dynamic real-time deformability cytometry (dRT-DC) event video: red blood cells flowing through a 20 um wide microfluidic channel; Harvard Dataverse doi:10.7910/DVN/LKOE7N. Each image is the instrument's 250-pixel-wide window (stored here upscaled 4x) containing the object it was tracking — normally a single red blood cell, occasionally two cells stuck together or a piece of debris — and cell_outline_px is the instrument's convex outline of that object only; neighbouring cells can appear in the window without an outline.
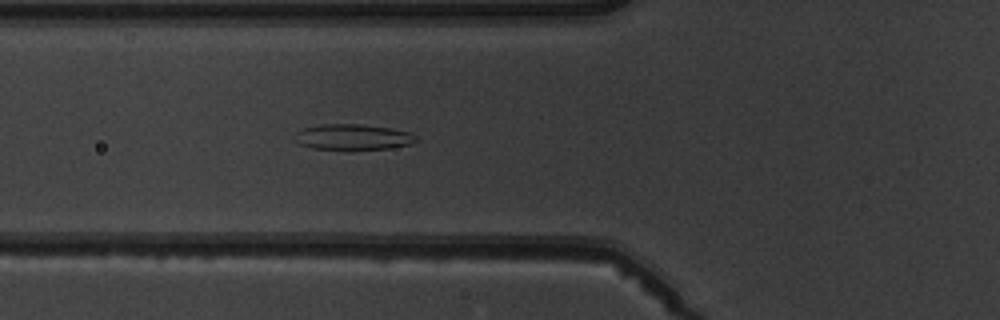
{"species": "common noctule bat (a hibernating species)", "species_latin": "Nyctalus noctula", "temperature_condition": "warm", "stored_images_in_passage": 5, "camera_frame_rate_fps": 3000, "um_per_image_px": 0.085, "animal": {"sex": "male", "body_mass_g": 19.5, "forearm_length_mm": 54.6}, "frame": {"image": 1, "passage_image": 5, "time_ms": 4.667, "image_size_px": [1000, 320], "cell_outline_px": [[420, 140], [412, 144], [388, 148], [352, 152], [312, 148], [300, 144], [296, 132], [304, 128], [324, 124], [360, 124], [392, 128], [408, 132]], "centroid_in_image_um": [30.05, 11.69], "position_along_channel_um": 95.7, "area_um2": 18.61}}